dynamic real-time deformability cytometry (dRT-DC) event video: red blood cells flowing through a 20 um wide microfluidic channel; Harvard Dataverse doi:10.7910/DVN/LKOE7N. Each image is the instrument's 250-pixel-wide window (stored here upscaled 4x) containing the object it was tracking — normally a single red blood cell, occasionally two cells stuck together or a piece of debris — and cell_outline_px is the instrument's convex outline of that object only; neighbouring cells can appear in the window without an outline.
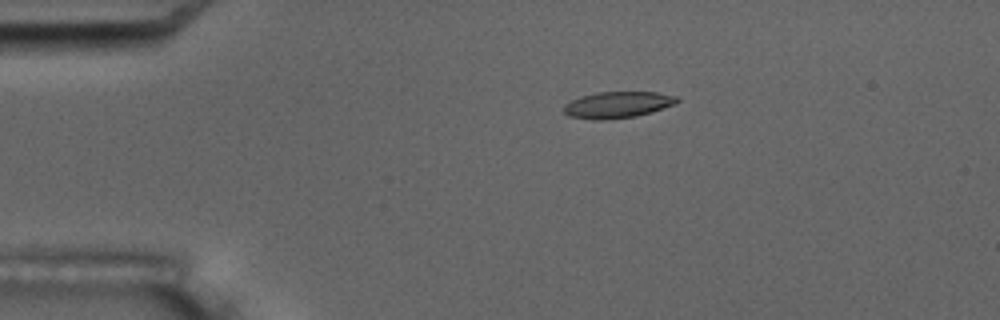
{"species": "common noctule bat (a hibernating species)", "species_latin": "Nyctalus noctula", "temperature_condition": "room temperature", "stored_images_in_passage": 4, "camera_frame_rate_fps": 3000, "um_per_image_px": 0.085, "animal": {"sex": "male", "body_mass_g": 17.5, "forearm_length_mm": 52.3}, "frame": {"image": 1, "passage_image": 3, "time_ms": 3.0, "image_size_px": [1000, 320], "cell_outline_px": [[680, 100], [676, 104], [652, 112], [636, 116], [604, 120], [592, 120], [568, 116], [564, 112], [564, 104], [572, 100], [584, 96], [600, 92], [656, 92], [676, 96]], "centroid_in_image_um": [52.52, 8.92], "position_along_channel_um": 32.5, "area_um2": 17.4}}